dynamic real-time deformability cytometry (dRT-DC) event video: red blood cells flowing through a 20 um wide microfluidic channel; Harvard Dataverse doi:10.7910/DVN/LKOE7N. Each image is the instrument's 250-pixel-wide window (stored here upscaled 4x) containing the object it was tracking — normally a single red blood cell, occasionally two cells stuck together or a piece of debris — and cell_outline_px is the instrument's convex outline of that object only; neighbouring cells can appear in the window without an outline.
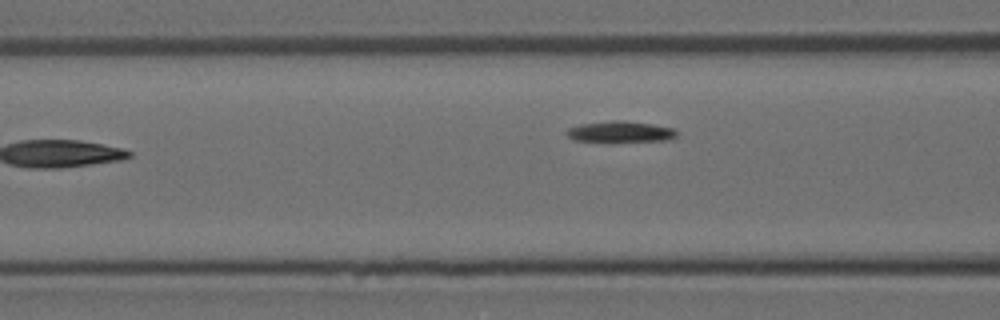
{"species": "Egyptian fruit bat (a non-hibernating species)", "species_latin": "Rousettus aegyptiacus", "temperature_condition": "room temperature", "stored_images_in_passage": 7, "segment_of_instrument_passage": [2, 2], "camera_frame_rate_fps": 3000, "um_per_image_px": 0.085, "animal": {"sex": "female"}, "frame": {"image": 1, "passage_image": 7, "time_ms": 6.667, "image_size_px": [1000, 320], "cell_outline_px": [[676, 136], [668, 140], [572, 140], [564, 132], [568, 128], [580, 124], [612, 120], [624, 120], [652, 124], [672, 128], [676, 132]], "centroid_in_image_um": [52.68, 11.16], "position_along_channel_um": 113.9, "area_um2": 13.01}}